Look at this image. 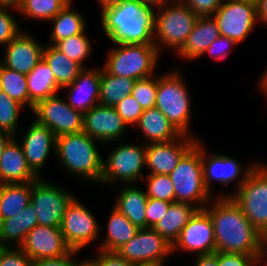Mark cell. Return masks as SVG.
Here are the masks:
<instances>
[{"label": "cell", "mask_w": 267, "mask_h": 266, "mask_svg": "<svg viewBox=\"0 0 267 266\" xmlns=\"http://www.w3.org/2000/svg\"><path fill=\"white\" fill-rule=\"evenodd\" d=\"M204 210L213 223L216 252L264 255L261 233L230 196H221L212 208Z\"/></svg>", "instance_id": "1"}, {"label": "cell", "mask_w": 267, "mask_h": 266, "mask_svg": "<svg viewBox=\"0 0 267 266\" xmlns=\"http://www.w3.org/2000/svg\"><path fill=\"white\" fill-rule=\"evenodd\" d=\"M102 27L113 43L155 44L153 8L137 0H123L102 10Z\"/></svg>", "instance_id": "2"}, {"label": "cell", "mask_w": 267, "mask_h": 266, "mask_svg": "<svg viewBox=\"0 0 267 266\" xmlns=\"http://www.w3.org/2000/svg\"><path fill=\"white\" fill-rule=\"evenodd\" d=\"M55 151L71 173L100 182L103 159L98 153L93 138L88 134L82 131L56 137Z\"/></svg>", "instance_id": "3"}, {"label": "cell", "mask_w": 267, "mask_h": 266, "mask_svg": "<svg viewBox=\"0 0 267 266\" xmlns=\"http://www.w3.org/2000/svg\"><path fill=\"white\" fill-rule=\"evenodd\" d=\"M236 195H230L251 224L262 233L267 228V166L247 168ZM246 172V173H245Z\"/></svg>", "instance_id": "4"}, {"label": "cell", "mask_w": 267, "mask_h": 266, "mask_svg": "<svg viewBox=\"0 0 267 266\" xmlns=\"http://www.w3.org/2000/svg\"><path fill=\"white\" fill-rule=\"evenodd\" d=\"M169 176L174 185L175 202L198 203L197 205L199 206H197V208L204 209V205H206L211 196L203 180L201 146L199 140L181 158L177 167ZM201 203L203 204L202 207L200 206Z\"/></svg>", "instance_id": "5"}, {"label": "cell", "mask_w": 267, "mask_h": 266, "mask_svg": "<svg viewBox=\"0 0 267 266\" xmlns=\"http://www.w3.org/2000/svg\"><path fill=\"white\" fill-rule=\"evenodd\" d=\"M104 69L111 75L131 79H144L151 76L159 58V45L115 43Z\"/></svg>", "instance_id": "6"}, {"label": "cell", "mask_w": 267, "mask_h": 266, "mask_svg": "<svg viewBox=\"0 0 267 266\" xmlns=\"http://www.w3.org/2000/svg\"><path fill=\"white\" fill-rule=\"evenodd\" d=\"M180 74H165L158 78L155 107L160 110L171 124L181 133H188L191 109L188 90Z\"/></svg>", "instance_id": "7"}, {"label": "cell", "mask_w": 267, "mask_h": 266, "mask_svg": "<svg viewBox=\"0 0 267 266\" xmlns=\"http://www.w3.org/2000/svg\"><path fill=\"white\" fill-rule=\"evenodd\" d=\"M116 252L137 266H163L172 245L153 228H141Z\"/></svg>", "instance_id": "8"}, {"label": "cell", "mask_w": 267, "mask_h": 266, "mask_svg": "<svg viewBox=\"0 0 267 266\" xmlns=\"http://www.w3.org/2000/svg\"><path fill=\"white\" fill-rule=\"evenodd\" d=\"M64 101L54 95L37 102L32 110L35 121L48 127L56 137L83 131L84 114Z\"/></svg>", "instance_id": "9"}, {"label": "cell", "mask_w": 267, "mask_h": 266, "mask_svg": "<svg viewBox=\"0 0 267 266\" xmlns=\"http://www.w3.org/2000/svg\"><path fill=\"white\" fill-rule=\"evenodd\" d=\"M173 4L155 16L154 31L162 45L171 46L178 52L192 32L198 16L184 2Z\"/></svg>", "instance_id": "10"}, {"label": "cell", "mask_w": 267, "mask_h": 266, "mask_svg": "<svg viewBox=\"0 0 267 266\" xmlns=\"http://www.w3.org/2000/svg\"><path fill=\"white\" fill-rule=\"evenodd\" d=\"M147 146L123 144L110 153L108 160L103 161V172L100 182L124 181L126 184L140 178L142 168L146 165ZM142 175V177H141Z\"/></svg>", "instance_id": "11"}, {"label": "cell", "mask_w": 267, "mask_h": 266, "mask_svg": "<svg viewBox=\"0 0 267 266\" xmlns=\"http://www.w3.org/2000/svg\"><path fill=\"white\" fill-rule=\"evenodd\" d=\"M74 197L40 178L32 182L31 205L39 225L60 228L67 205Z\"/></svg>", "instance_id": "12"}, {"label": "cell", "mask_w": 267, "mask_h": 266, "mask_svg": "<svg viewBox=\"0 0 267 266\" xmlns=\"http://www.w3.org/2000/svg\"><path fill=\"white\" fill-rule=\"evenodd\" d=\"M221 36L242 42L253 28L257 16V5L251 2L228 0L214 13Z\"/></svg>", "instance_id": "13"}, {"label": "cell", "mask_w": 267, "mask_h": 266, "mask_svg": "<svg viewBox=\"0 0 267 266\" xmlns=\"http://www.w3.org/2000/svg\"><path fill=\"white\" fill-rule=\"evenodd\" d=\"M93 214L74 198L67 205L61 223V232L72 250H81L97 239L98 224Z\"/></svg>", "instance_id": "14"}, {"label": "cell", "mask_w": 267, "mask_h": 266, "mask_svg": "<svg viewBox=\"0 0 267 266\" xmlns=\"http://www.w3.org/2000/svg\"><path fill=\"white\" fill-rule=\"evenodd\" d=\"M176 248L196 251L198 255H210L216 252L215 233L212 220L204 209H198L182 229L179 238L172 245Z\"/></svg>", "instance_id": "15"}, {"label": "cell", "mask_w": 267, "mask_h": 266, "mask_svg": "<svg viewBox=\"0 0 267 266\" xmlns=\"http://www.w3.org/2000/svg\"><path fill=\"white\" fill-rule=\"evenodd\" d=\"M32 260L65 256L72 251L60 228L36 225L20 246Z\"/></svg>", "instance_id": "16"}, {"label": "cell", "mask_w": 267, "mask_h": 266, "mask_svg": "<svg viewBox=\"0 0 267 266\" xmlns=\"http://www.w3.org/2000/svg\"><path fill=\"white\" fill-rule=\"evenodd\" d=\"M196 143V139L192 140L185 134H182L176 141L149 143L146 149V166L150 168V174L169 175Z\"/></svg>", "instance_id": "17"}, {"label": "cell", "mask_w": 267, "mask_h": 266, "mask_svg": "<svg viewBox=\"0 0 267 266\" xmlns=\"http://www.w3.org/2000/svg\"><path fill=\"white\" fill-rule=\"evenodd\" d=\"M127 124L113 106L97 104L84 113L83 132L91 138L109 142L120 138Z\"/></svg>", "instance_id": "18"}, {"label": "cell", "mask_w": 267, "mask_h": 266, "mask_svg": "<svg viewBox=\"0 0 267 266\" xmlns=\"http://www.w3.org/2000/svg\"><path fill=\"white\" fill-rule=\"evenodd\" d=\"M3 66L28 74L43 59L44 46L27 33H19L6 46Z\"/></svg>", "instance_id": "19"}, {"label": "cell", "mask_w": 267, "mask_h": 266, "mask_svg": "<svg viewBox=\"0 0 267 266\" xmlns=\"http://www.w3.org/2000/svg\"><path fill=\"white\" fill-rule=\"evenodd\" d=\"M21 145L28 166L38 177H41L39 171L48 157L50 148L54 146L55 150V134L48 127L34 120Z\"/></svg>", "instance_id": "20"}, {"label": "cell", "mask_w": 267, "mask_h": 266, "mask_svg": "<svg viewBox=\"0 0 267 266\" xmlns=\"http://www.w3.org/2000/svg\"><path fill=\"white\" fill-rule=\"evenodd\" d=\"M14 139L7 144L0 157V184L28 183L38 180L40 177L28 166L22 147Z\"/></svg>", "instance_id": "21"}, {"label": "cell", "mask_w": 267, "mask_h": 266, "mask_svg": "<svg viewBox=\"0 0 267 266\" xmlns=\"http://www.w3.org/2000/svg\"><path fill=\"white\" fill-rule=\"evenodd\" d=\"M101 70L80 71L77 78L63 88H72L67 102L74 110L86 113L92 107L99 104ZM77 96H76V95ZM80 94V95H79Z\"/></svg>", "instance_id": "22"}, {"label": "cell", "mask_w": 267, "mask_h": 266, "mask_svg": "<svg viewBox=\"0 0 267 266\" xmlns=\"http://www.w3.org/2000/svg\"><path fill=\"white\" fill-rule=\"evenodd\" d=\"M219 36H221L219 25L214 16H200L185 44L178 51V55L188 60L195 59L203 55L204 51Z\"/></svg>", "instance_id": "23"}, {"label": "cell", "mask_w": 267, "mask_h": 266, "mask_svg": "<svg viewBox=\"0 0 267 266\" xmlns=\"http://www.w3.org/2000/svg\"><path fill=\"white\" fill-rule=\"evenodd\" d=\"M197 210L191 203L173 202L153 229L173 245Z\"/></svg>", "instance_id": "24"}, {"label": "cell", "mask_w": 267, "mask_h": 266, "mask_svg": "<svg viewBox=\"0 0 267 266\" xmlns=\"http://www.w3.org/2000/svg\"><path fill=\"white\" fill-rule=\"evenodd\" d=\"M137 124L151 143L173 141L182 135L156 107L145 109Z\"/></svg>", "instance_id": "25"}, {"label": "cell", "mask_w": 267, "mask_h": 266, "mask_svg": "<svg viewBox=\"0 0 267 266\" xmlns=\"http://www.w3.org/2000/svg\"><path fill=\"white\" fill-rule=\"evenodd\" d=\"M36 225H38L37 213L30 203L20 213L0 221V244L3 247H8L5 243L6 241H17L19 242L18 247H20L24 243L27 234Z\"/></svg>", "instance_id": "26"}, {"label": "cell", "mask_w": 267, "mask_h": 266, "mask_svg": "<svg viewBox=\"0 0 267 266\" xmlns=\"http://www.w3.org/2000/svg\"><path fill=\"white\" fill-rule=\"evenodd\" d=\"M201 159L203 168V180L206 189L210 191V179L218 180L223 185H228L241 174L240 162L231 157L216 154L212 158H206L201 147Z\"/></svg>", "instance_id": "27"}, {"label": "cell", "mask_w": 267, "mask_h": 266, "mask_svg": "<svg viewBox=\"0 0 267 266\" xmlns=\"http://www.w3.org/2000/svg\"><path fill=\"white\" fill-rule=\"evenodd\" d=\"M27 84L31 110L37 102L56 95L60 89L53 72L44 59L27 74Z\"/></svg>", "instance_id": "28"}, {"label": "cell", "mask_w": 267, "mask_h": 266, "mask_svg": "<svg viewBox=\"0 0 267 266\" xmlns=\"http://www.w3.org/2000/svg\"><path fill=\"white\" fill-rule=\"evenodd\" d=\"M32 182L0 184V221L20 213L31 203Z\"/></svg>", "instance_id": "29"}, {"label": "cell", "mask_w": 267, "mask_h": 266, "mask_svg": "<svg viewBox=\"0 0 267 266\" xmlns=\"http://www.w3.org/2000/svg\"><path fill=\"white\" fill-rule=\"evenodd\" d=\"M115 207L138 229L146 228V206L148 197L137 188L126 186L119 194Z\"/></svg>", "instance_id": "30"}, {"label": "cell", "mask_w": 267, "mask_h": 266, "mask_svg": "<svg viewBox=\"0 0 267 266\" xmlns=\"http://www.w3.org/2000/svg\"><path fill=\"white\" fill-rule=\"evenodd\" d=\"M43 59L53 72L57 85L63 88L71 84L85 68L77 62L67 58L62 52L53 45H44Z\"/></svg>", "instance_id": "31"}, {"label": "cell", "mask_w": 267, "mask_h": 266, "mask_svg": "<svg viewBox=\"0 0 267 266\" xmlns=\"http://www.w3.org/2000/svg\"><path fill=\"white\" fill-rule=\"evenodd\" d=\"M135 81V79L111 75L105 69H101L99 104L115 107L131 94Z\"/></svg>", "instance_id": "32"}, {"label": "cell", "mask_w": 267, "mask_h": 266, "mask_svg": "<svg viewBox=\"0 0 267 266\" xmlns=\"http://www.w3.org/2000/svg\"><path fill=\"white\" fill-rule=\"evenodd\" d=\"M137 230L138 228L124 214L114 208L108 221V237H106L105 242L99 248L101 251L116 252L134 237Z\"/></svg>", "instance_id": "33"}, {"label": "cell", "mask_w": 267, "mask_h": 266, "mask_svg": "<svg viewBox=\"0 0 267 266\" xmlns=\"http://www.w3.org/2000/svg\"><path fill=\"white\" fill-rule=\"evenodd\" d=\"M50 21L54 22L50 36L53 45L63 39L85 32V22L82 16L71 10L70 3Z\"/></svg>", "instance_id": "34"}, {"label": "cell", "mask_w": 267, "mask_h": 266, "mask_svg": "<svg viewBox=\"0 0 267 266\" xmlns=\"http://www.w3.org/2000/svg\"><path fill=\"white\" fill-rule=\"evenodd\" d=\"M0 90L22 106L29 105L27 75L9 69L0 63Z\"/></svg>", "instance_id": "35"}, {"label": "cell", "mask_w": 267, "mask_h": 266, "mask_svg": "<svg viewBox=\"0 0 267 266\" xmlns=\"http://www.w3.org/2000/svg\"><path fill=\"white\" fill-rule=\"evenodd\" d=\"M68 4L66 0H21L15 9L29 18L51 20Z\"/></svg>", "instance_id": "36"}, {"label": "cell", "mask_w": 267, "mask_h": 266, "mask_svg": "<svg viewBox=\"0 0 267 266\" xmlns=\"http://www.w3.org/2000/svg\"><path fill=\"white\" fill-rule=\"evenodd\" d=\"M53 46L82 67V61L91 52V43L87 36L84 35V32L56 42Z\"/></svg>", "instance_id": "37"}, {"label": "cell", "mask_w": 267, "mask_h": 266, "mask_svg": "<svg viewBox=\"0 0 267 266\" xmlns=\"http://www.w3.org/2000/svg\"><path fill=\"white\" fill-rule=\"evenodd\" d=\"M23 106L0 90V131L15 135L19 110Z\"/></svg>", "instance_id": "38"}, {"label": "cell", "mask_w": 267, "mask_h": 266, "mask_svg": "<svg viewBox=\"0 0 267 266\" xmlns=\"http://www.w3.org/2000/svg\"><path fill=\"white\" fill-rule=\"evenodd\" d=\"M147 180L148 190L146 191V195L148 198L175 202L174 185L169 175L148 174Z\"/></svg>", "instance_id": "39"}, {"label": "cell", "mask_w": 267, "mask_h": 266, "mask_svg": "<svg viewBox=\"0 0 267 266\" xmlns=\"http://www.w3.org/2000/svg\"><path fill=\"white\" fill-rule=\"evenodd\" d=\"M152 76L135 81L131 95L140 104L143 110L155 107L158 78Z\"/></svg>", "instance_id": "40"}, {"label": "cell", "mask_w": 267, "mask_h": 266, "mask_svg": "<svg viewBox=\"0 0 267 266\" xmlns=\"http://www.w3.org/2000/svg\"><path fill=\"white\" fill-rule=\"evenodd\" d=\"M115 108L127 125L132 123L137 124L144 111L131 94L119 102Z\"/></svg>", "instance_id": "41"}, {"label": "cell", "mask_w": 267, "mask_h": 266, "mask_svg": "<svg viewBox=\"0 0 267 266\" xmlns=\"http://www.w3.org/2000/svg\"><path fill=\"white\" fill-rule=\"evenodd\" d=\"M264 256L265 255H246V254H241V253L217 252V265L218 266H255L254 263H257L258 260H261Z\"/></svg>", "instance_id": "42"}, {"label": "cell", "mask_w": 267, "mask_h": 266, "mask_svg": "<svg viewBox=\"0 0 267 266\" xmlns=\"http://www.w3.org/2000/svg\"><path fill=\"white\" fill-rule=\"evenodd\" d=\"M6 7H0V44L7 45L19 34L17 22L11 16Z\"/></svg>", "instance_id": "43"}, {"label": "cell", "mask_w": 267, "mask_h": 266, "mask_svg": "<svg viewBox=\"0 0 267 266\" xmlns=\"http://www.w3.org/2000/svg\"><path fill=\"white\" fill-rule=\"evenodd\" d=\"M0 266H33V260L20 247H3L0 251Z\"/></svg>", "instance_id": "44"}, {"label": "cell", "mask_w": 267, "mask_h": 266, "mask_svg": "<svg viewBox=\"0 0 267 266\" xmlns=\"http://www.w3.org/2000/svg\"><path fill=\"white\" fill-rule=\"evenodd\" d=\"M172 202L148 198L146 206V228H153L164 213L167 212Z\"/></svg>", "instance_id": "45"}, {"label": "cell", "mask_w": 267, "mask_h": 266, "mask_svg": "<svg viewBox=\"0 0 267 266\" xmlns=\"http://www.w3.org/2000/svg\"><path fill=\"white\" fill-rule=\"evenodd\" d=\"M186 5L198 16H213L223 0H185Z\"/></svg>", "instance_id": "46"}, {"label": "cell", "mask_w": 267, "mask_h": 266, "mask_svg": "<svg viewBox=\"0 0 267 266\" xmlns=\"http://www.w3.org/2000/svg\"><path fill=\"white\" fill-rule=\"evenodd\" d=\"M99 253L96 259L89 260L94 266H137L122 258L117 252L100 251Z\"/></svg>", "instance_id": "47"}, {"label": "cell", "mask_w": 267, "mask_h": 266, "mask_svg": "<svg viewBox=\"0 0 267 266\" xmlns=\"http://www.w3.org/2000/svg\"><path fill=\"white\" fill-rule=\"evenodd\" d=\"M237 44L234 40L231 38L225 37V36H219L216 40H214L210 46L204 51L208 52L213 56L215 59H223L227 56L228 53V47L232 45ZM226 46V47H224ZM226 50V51H225Z\"/></svg>", "instance_id": "48"}, {"label": "cell", "mask_w": 267, "mask_h": 266, "mask_svg": "<svg viewBox=\"0 0 267 266\" xmlns=\"http://www.w3.org/2000/svg\"><path fill=\"white\" fill-rule=\"evenodd\" d=\"M77 252V250H72L65 256L33 260V266H80L84 262L83 260L76 263L71 259V256Z\"/></svg>", "instance_id": "49"}, {"label": "cell", "mask_w": 267, "mask_h": 266, "mask_svg": "<svg viewBox=\"0 0 267 266\" xmlns=\"http://www.w3.org/2000/svg\"><path fill=\"white\" fill-rule=\"evenodd\" d=\"M195 266H218L217 265V252L210 255H198Z\"/></svg>", "instance_id": "50"}, {"label": "cell", "mask_w": 267, "mask_h": 266, "mask_svg": "<svg viewBox=\"0 0 267 266\" xmlns=\"http://www.w3.org/2000/svg\"><path fill=\"white\" fill-rule=\"evenodd\" d=\"M256 5L258 20L267 23V0H258Z\"/></svg>", "instance_id": "51"}, {"label": "cell", "mask_w": 267, "mask_h": 266, "mask_svg": "<svg viewBox=\"0 0 267 266\" xmlns=\"http://www.w3.org/2000/svg\"><path fill=\"white\" fill-rule=\"evenodd\" d=\"M14 137L6 132L0 131V157L7 146V144L13 139Z\"/></svg>", "instance_id": "52"}, {"label": "cell", "mask_w": 267, "mask_h": 266, "mask_svg": "<svg viewBox=\"0 0 267 266\" xmlns=\"http://www.w3.org/2000/svg\"><path fill=\"white\" fill-rule=\"evenodd\" d=\"M137 1L150 8H152L151 5H154V6L158 5L159 7L162 8L163 6L165 7V5L167 4L166 0H137Z\"/></svg>", "instance_id": "53"}, {"label": "cell", "mask_w": 267, "mask_h": 266, "mask_svg": "<svg viewBox=\"0 0 267 266\" xmlns=\"http://www.w3.org/2000/svg\"><path fill=\"white\" fill-rule=\"evenodd\" d=\"M102 5L103 10L120 4L123 0H98Z\"/></svg>", "instance_id": "54"}, {"label": "cell", "mask_w": 267, "mask_h": 266, "mask_svg": "<svg viewBox=\"0 0 267 266\" xmlns=\"http://www.w3.org/2000/svg\"><path fill=\"white\" fill-rule=\"evenodd\" d=\"M21 0H0V7H6L13 6L14 8H17Z\"/></svg>", "instance_id": "55"}, {"label": "cell", "mask_w": 267, "mask_h": 266, "mask_svg": "<svg viewBox=\"0 0 267 266\" xmlns=\"http://www.w3.org/2000/svg\"><path fill=\"white\" fill-rule=\"evenodd\" d=\"M260 86L262 87V89H265L264 91H266L267 93V71L264 75V77L261 79V82H260Z\"/></svg>", "instance_id": "56"}, {"label": "cell", "mask_w": 267, "mask_h": 266, "mask_svg": "<svg viewBox=\"0 0 267 266\" xmlns=\"http://www.w3.org/2000/svg\"><path fill=\"white\" fill-rule=\"evenodd\" d=\"M261 236H262L263 244L266 247V245H267V228L261 233Z\"/></svg>", "instance_id": "57"}, {"label": "cell", "mask_w": 267, "mask_h": 266, "mask_svg": "<svg viewBox=\"0 0 267 266\" xmlns=\"http://www.w3.org/2000/svg\"><path fill=\"white\" fill-rule=\"evenodd\" d=\"M80 266H94V265L89 260H86Z\"/></svg>", "instance_id": "58"}, {"label": "cell", "mask_w": 267, "mask_h": 266, "mask_svg": "<svg viewBox=\"0 0 267 266\" xmlns=\"http://www.w3.org/2000/svg\"><path fill=\"white\" fill-rule=\"evenodd\" d=\"M169 1L171 2V0H166V3L168 2V4H169ZM175 1V3L176 2H178V3H182V2H184L185 0H172V3Z\"/></svg>", "instance_id": "59"}, {"label": "cell", "mask_w": 267, "mask_h": 266, "mask_svg": "<svg viewBox=\"0 0 267 266\" xmlns=\"http://www.w3.org/2000/svg\"><path fill=\"white\" fill-rule=\"evenodd\" d=\"M238 1H244V2H251L257 4L258 0H238Z\"/></svg>", "instance_id": "60"}]
</instances>
